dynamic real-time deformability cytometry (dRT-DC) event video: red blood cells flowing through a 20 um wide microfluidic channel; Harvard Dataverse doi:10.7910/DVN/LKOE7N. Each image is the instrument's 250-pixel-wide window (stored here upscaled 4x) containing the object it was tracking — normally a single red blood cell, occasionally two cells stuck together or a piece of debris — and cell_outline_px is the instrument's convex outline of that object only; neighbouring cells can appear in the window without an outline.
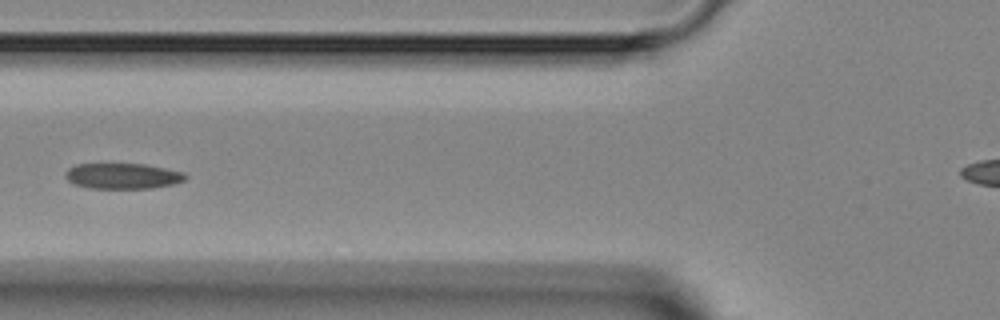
{"species": "Egyptian fruit bat (a non-hibernating species)", "species_latin": "Rousettus aegyptiacus", "temperature_condition": "room temperature", "stored_images_in_passage": 4, "camera_frame_rate_fps": 3000, "um_per_image_px": 0.085, "animal": {"sex": "female"}, "frame": {"image": 1, "passage_image": 4, "time_ms": 5.0, "image_size_px": [1000, 320], "cell_outline_px": [[188, 176], [184, 180], [172, 184], [152, 188], [88, 188], [72, 184], [64, 176], [64, 172], [68, 168], [76, 164], [148, 164], [184, 172]], "centroid_in_image_um": [10.4, 14.95], "position_along_channel_um": 115.4, "area_um2": 18.09}}